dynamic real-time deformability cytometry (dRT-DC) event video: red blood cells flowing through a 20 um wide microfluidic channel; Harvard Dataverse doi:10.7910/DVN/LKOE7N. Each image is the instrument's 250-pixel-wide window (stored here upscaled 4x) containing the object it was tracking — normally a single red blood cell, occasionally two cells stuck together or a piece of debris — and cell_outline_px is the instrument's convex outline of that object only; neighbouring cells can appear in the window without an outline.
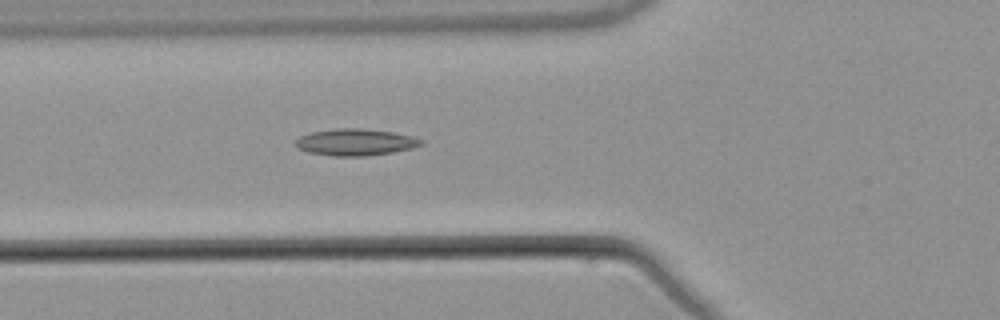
{"species": "common noctule bat (a hibernating species)", "species_latin": "Nyctalus noctula", "temperature_condition": "warm", "stored_images_in_passage": 3, "camera_frame_rate_fps": 3000, "um_per_image_px": 0.085, "animal": {"sex": "male", "body_mass_g": 21.5, "forearm_length_mm": 52.0}, "frame": {"image": 1, "passage_image": 3, "time_ms": 2.333, "image_size_px": [1000, 320], "cell_outline_px": [[424, 144], [412, 148], [392, 152], [364, 156], [332, 156], [308, 152], [300, 148], [296, 144], [296, 140], [300, 136], [312, 132], [332, 128], [364, 128], [392, 132], [424, 140]], "centroid_in_image_um": [30.21, 12.08], "position_along_channel_um": 95.6, "area_um2": 19.42}}